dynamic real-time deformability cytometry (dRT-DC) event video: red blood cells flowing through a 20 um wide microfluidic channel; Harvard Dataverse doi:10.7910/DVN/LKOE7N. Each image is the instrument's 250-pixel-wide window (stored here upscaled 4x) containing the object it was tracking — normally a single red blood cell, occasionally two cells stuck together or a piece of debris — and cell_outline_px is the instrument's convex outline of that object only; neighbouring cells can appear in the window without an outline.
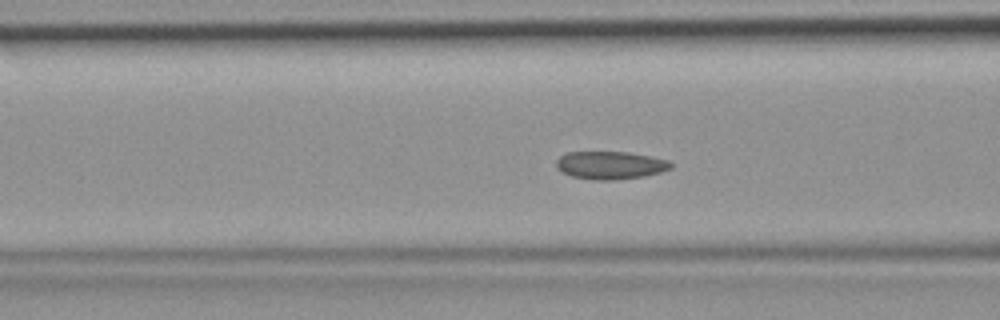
{"species": "common noctule bat (a hibernating species)", "species_latin": "Nyctalus noctula", "temperature_condition": "room temperature", "stored_images_in_passage": 34, "camera_frame_rate_fps": 3000, "um_per_image_px": 0.085, "animal": {"sex": "female", "body_mass_g": 19.9}, "frame": {"image": 1, "passage_image": 5, "time_ms": 1.333, "image_size_px": [1000, 320], "cell_outline_px": [[672, 168], [660, 172], [644, 176], [616, 180], [592, 180], [572, 176], [556, 168], [556, 160], [560, 156], [568, 152], [628, 152], [652, 156], [668, 160], [672, 164]], "centroid_in_image_um": [51.89, 14.04], "position_along_channel_um": 114.7, "area_um2": 18.67}}
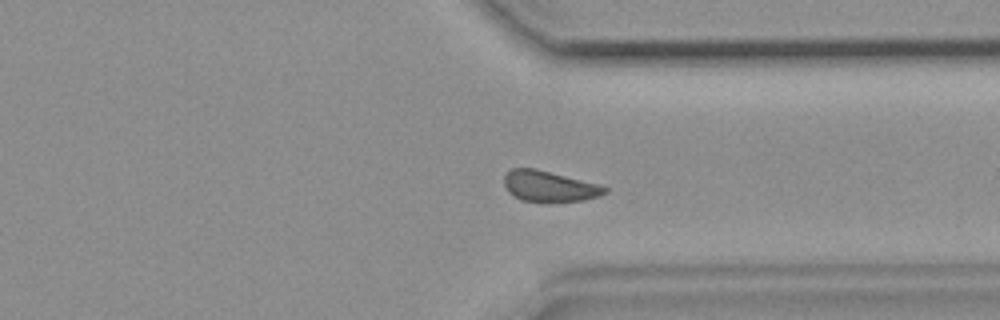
{"frame": {"image": 2, "passage_image": 23, "time_ms": 7.333, "image_size_px": [1000, 320], "cell_outline_px": [[608, 192], [600, 196], [584, 200], [520, 200], [512, 196], [508, 192], [504, 184], [504, 176], [512, 168], [536, 168], [600, 184], [608, 188]], "centroid_in_image_um": [46.7, 15.8], "position_along_channel_um": 364.7, "area_um2": 17.86}}
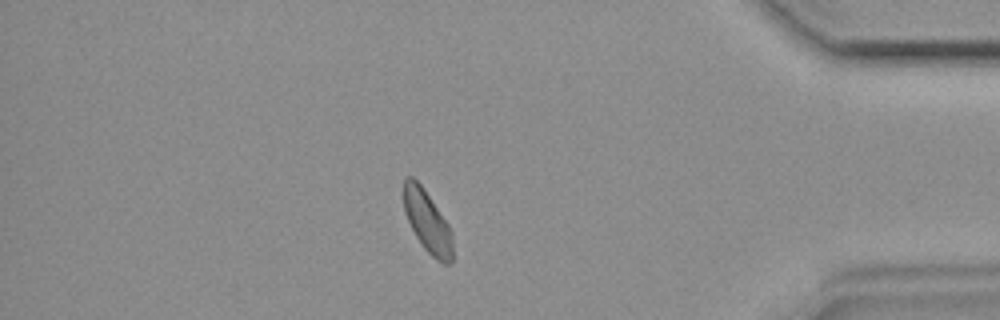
{"frame": {"image": 3, "passage_image": 28, "time_ms": 9.0, "image_size_px": [1000, 320], "cell_outline_px": [[452, 260], [448, 264], [444, 264], [436, 260], [424, 248], [416, 236], [404, 212], [404, 176], [412, 176], [420, 184], [448, 224], [452, 232]], "centroid_in_image_um": [36.32, 18.84], "position_along_channel_um": 398.9, "area_um2": 17.34}}